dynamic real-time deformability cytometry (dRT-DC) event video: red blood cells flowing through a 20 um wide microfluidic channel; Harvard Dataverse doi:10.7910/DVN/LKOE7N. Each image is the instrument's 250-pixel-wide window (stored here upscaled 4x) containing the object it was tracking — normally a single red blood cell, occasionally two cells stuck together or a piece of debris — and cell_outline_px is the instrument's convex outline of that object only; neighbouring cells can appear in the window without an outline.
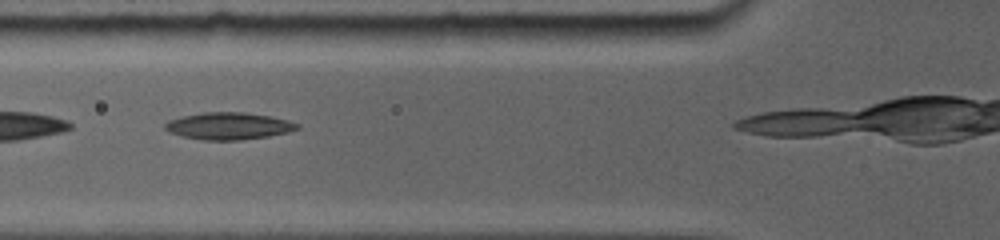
{"species": "common noctule bat (a hibernating species)", "species_latin": "Nyctalus noctula", "temperature_condition": "room temperature", "stored_images_in_passage": 7, "camera_frame_rate_fps": 5000, "um_per_image_px": 0.085, "animal": {"sex": "female", "body_mass_g": 19.0, "forearm_length_mm": 56.7}, "frame": {"image": 1, "passage_image": 3, "time_ms": 1.4, "image_size_px": [1000, 240], "cell_outline_px": [[300, 128], [268, 136], [236, 140], [204, 140], [184, 136], [172, 132], [164, 128], [164, 124], [168, 120], [184, 116], [204, 112], [244, 112], [268, 116], [288, 120], [296, 124]], "centroid_in_image_um": [19.4, 10.7], "position_along_channel_um": 106.4, "area_um2": 20.35}}